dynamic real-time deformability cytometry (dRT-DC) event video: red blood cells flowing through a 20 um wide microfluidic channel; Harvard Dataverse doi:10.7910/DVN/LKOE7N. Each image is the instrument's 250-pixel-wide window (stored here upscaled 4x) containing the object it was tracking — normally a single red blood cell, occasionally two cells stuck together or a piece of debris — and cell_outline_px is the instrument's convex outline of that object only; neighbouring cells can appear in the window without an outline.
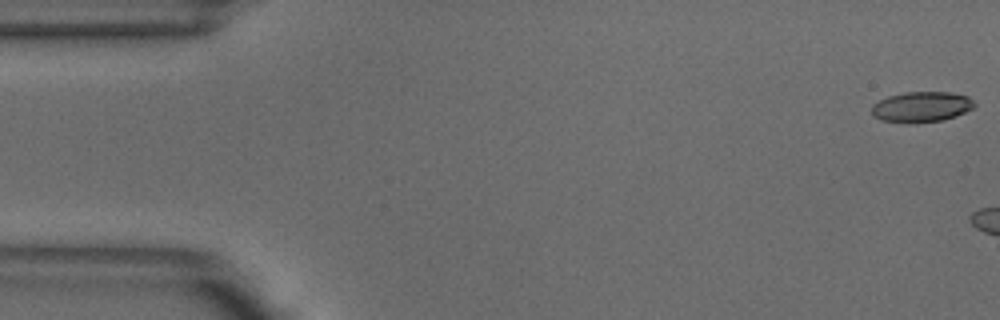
{"species": "common noctule bat (a hibernating species)", "species_latin": "Nyctalus noctula", "temperature_condition": "warm", "stored_images_in_passage": 15, "camera_frame_rate_fps": 3000, "um_per_image_px": 0.085, "animal": {"sex": "male", "body_mass_g": 18.8}, "frame": {"image": 1, "passage_image": 1, "time_ms": 0.0, "image_size_px": [1000, 320], "cell_outline_px": [[976, 104], [972, 108], [956, 116], [944, 120], [916, 124], [904, 124], [880, 120], [872, 116], [872, 104], [888, 96], [904, 92], [948, 92], [968, 96]], "centroid_in_image_um": [78.28, 9.11], "position_along_channel_um": 6.7, "area_um2": 18.61}}